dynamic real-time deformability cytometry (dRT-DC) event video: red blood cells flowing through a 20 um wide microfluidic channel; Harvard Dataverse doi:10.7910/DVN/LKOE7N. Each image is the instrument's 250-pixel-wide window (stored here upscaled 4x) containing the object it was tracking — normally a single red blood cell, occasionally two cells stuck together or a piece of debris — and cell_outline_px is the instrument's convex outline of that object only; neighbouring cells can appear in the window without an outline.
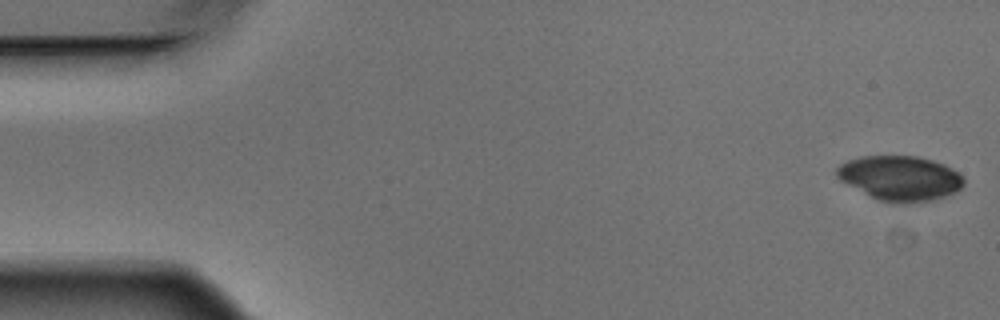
{"species": "Egyptian fruit bat (a non-hibernating species)", "species_latin": "Rousettus aegyptiacus", "temperature_condition": "warm", "stored_images_in_passage": 4, "camera_frame_rate_fps": 3000, "um_per_image_px": 0.085, "animal": {"sex": "male"}, "frame": {"image": 1, "passage_image": 1, "time_ms": 0.0, "image_size_px": [1000, 320], "cell_outline_px": [[964, 184], [956, 192], [932, 200], [900, 204], [892, 204], [880, 200], [840, 180], [836, 176], [836, 168], [840, 164], [848, 160], [860, 156], [916, 156], [932, 160], [944, 164], [952, 168], [964, 176]], "centroid_in_image_um": [76.53, 15.14], "position_along_channel_um": 8.5, "area_um2": 33.12}}